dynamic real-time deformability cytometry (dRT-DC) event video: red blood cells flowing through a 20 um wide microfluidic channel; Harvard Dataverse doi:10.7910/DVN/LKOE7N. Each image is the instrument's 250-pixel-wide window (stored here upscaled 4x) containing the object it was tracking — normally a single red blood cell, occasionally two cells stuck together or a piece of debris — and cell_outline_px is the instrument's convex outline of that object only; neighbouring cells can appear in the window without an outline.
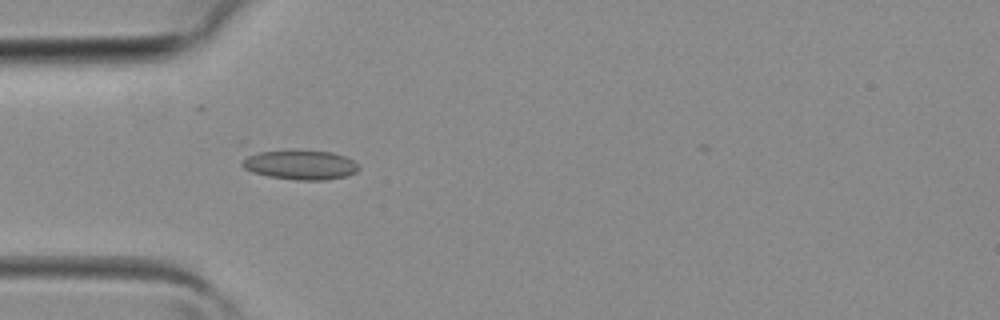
{"species": "common noctule bat (a hibernating species)", "species_latin": "Nyctalus noctula", "temperature_condition": "room temperature", "stored_images_in_passage": 2, "camera_frame_rate_fps": 3000, "um_per_image_px": 0.085, "animal": {"sex": "female", "body_mass_g": 19.3, "forearm_length_mm": 54.1}, "frame": {"image": 1, "passage_image": 2, "time_ms": 0.333, "image_size_px": [1000, 320], "cell_outline_px": [[360, 168], [356, 172], [348, 176], [324, 180], [296, 180], [268, 176], [252, 172], [244, 168], [240, 164], [240, 160], [248, 156], [260, 152], [332, 152], [344, 156], [360, 164]], "centroid_in_image_um": [25.56, 14.05], "position_along_channel_um": 59.4, "area_um2": 19.59}}